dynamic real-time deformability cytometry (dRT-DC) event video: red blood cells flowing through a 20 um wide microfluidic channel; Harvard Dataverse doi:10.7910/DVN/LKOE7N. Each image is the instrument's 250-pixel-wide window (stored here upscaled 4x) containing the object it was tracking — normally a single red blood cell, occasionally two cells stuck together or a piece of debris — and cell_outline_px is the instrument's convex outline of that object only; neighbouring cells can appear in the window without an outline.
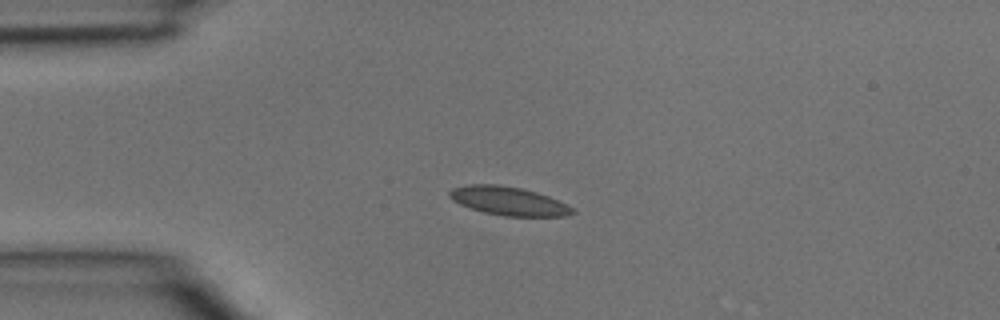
{"species": "common noctule bat (a hibernating species)", "species_latin": "Nyctalus noctula", "temperature_condition": "room temperature", "stored_images_in_passage": 3, "camera_frame_rate_fps": 3000, "um_per_image_px": 0.085, "animal": {"sex": "male", "body_mass_g": 15.6}, "frame": {"image": 1, "passage_image": 3, "time_ms": 0.667, "image_size_px": [1000, 320], "cell_outline_px": [[576, 212], [568, 216], [504, 216], [484, 212], [460, 204], [452, 200], [448, 196], [448, 192], [452, 188], [468, 184], [496, 184], [520, 188], [536, 192], [548, 196], [572, 208]], "centroid_in_image_um": [43.18, 17.08], "position_along_channel_um": 41.8, "area_um2": 20.29}}